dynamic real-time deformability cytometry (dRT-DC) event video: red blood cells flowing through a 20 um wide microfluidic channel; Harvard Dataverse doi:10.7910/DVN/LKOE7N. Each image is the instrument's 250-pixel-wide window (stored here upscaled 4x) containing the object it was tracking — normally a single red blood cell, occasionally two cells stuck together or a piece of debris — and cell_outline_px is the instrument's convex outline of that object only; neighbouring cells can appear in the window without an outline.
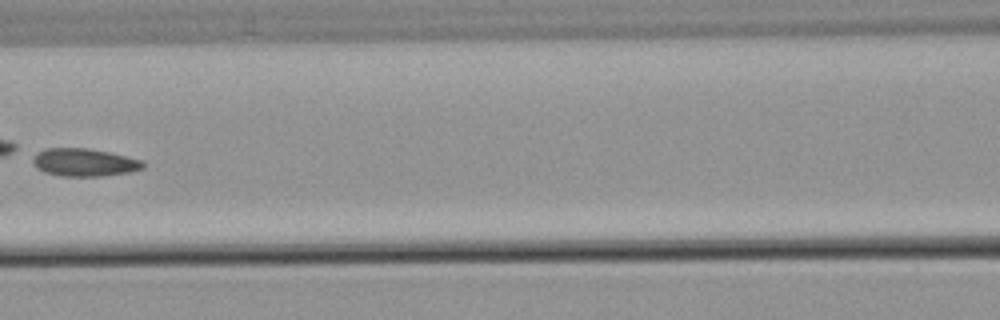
{"species": "common noctule bat (a hibernating species)", "species_latin": "Nyctalus noctula", "temperature_condition": "warm", "stored_images_in_passage": 5, "camera_frame_rate_fps": 3000, "um_per_image_px": 0.085, "animal": {"sex": "male", "body_mass_g": 21.5, "forearm_length_mm": 52.0}, "frame": {"image": 1, "passage_image": 5, "time_ms": 4.667, "image_size_px": [1000, 320], "cell_outline_px": [[144, 168], [128, 172], [100, 176], [60, 176], [44, 172], [36, 168], [32, 160], [32, 156], [36, 152], [44, 148], [88, 148], [108, 152], [144, 160]], "centroid_in_image_um": [7.12, 13.79], "position_along_channel_um": 159.5, "area_um2": 17.98}}